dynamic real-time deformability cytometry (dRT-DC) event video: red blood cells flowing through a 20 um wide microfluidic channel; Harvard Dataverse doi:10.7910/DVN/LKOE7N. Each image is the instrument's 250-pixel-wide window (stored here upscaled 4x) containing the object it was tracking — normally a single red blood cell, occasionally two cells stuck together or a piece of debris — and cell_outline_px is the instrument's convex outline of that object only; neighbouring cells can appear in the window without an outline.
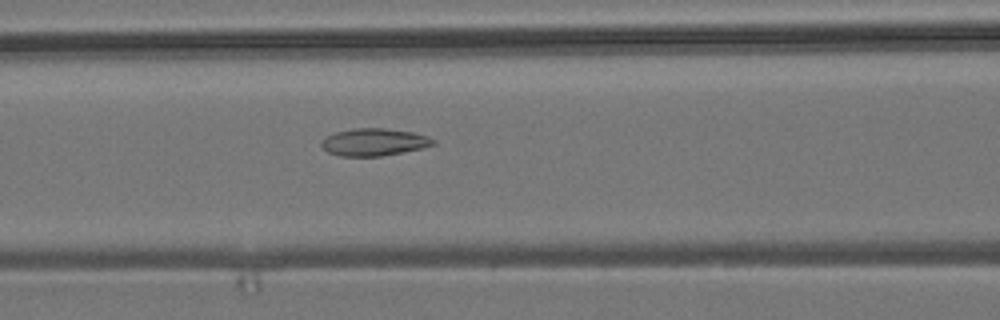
{"species": "common noctule bat (a hibernating species)", "species_latin": "Nyctalus noctula", "temperature_condition": "room temperature", "stored_images_in_passage": 53, "camera_frame_rate_fps": 3000, "um_per_image_px": 0.085, "animal": {"sex": "male", "body_mass_g": 19.2, "forearm_length_mm": 51.8}, "frame": {"image": 1, "passage_image": 23, "time_ms": 7.333, "image_size_px": [1000, 320], "cell_outline_px": [[436, 144], [424, 148], [404, 152], [380, 156], [340, 156], [328, 152], [320, 144], [320, 140], [324, 136], [336, 132], [352, 128], [384, 128], [412, 132], [428, 136], [436, 140]], "centroid_in_image_um": [31.79, 12.07], "position_along_channel_um": 134.8, "area_um2": 18.03}}
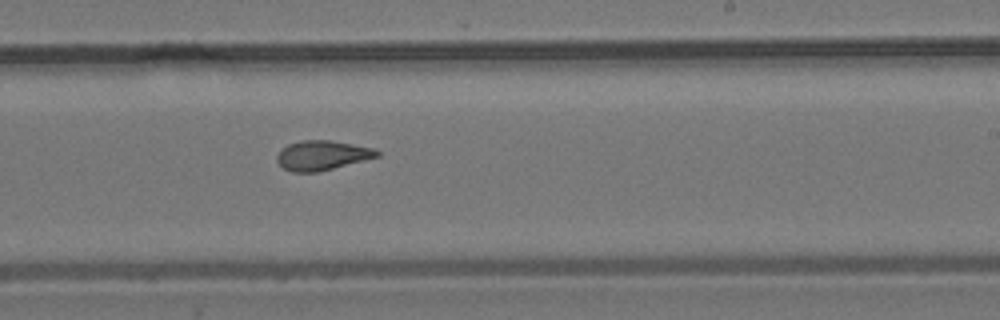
{"frame": {"image": 2, "passage_image": 33, "time_ms": 10.667, "image_size_px": [1000, 320], "cell_outline_px": [[380, 156], [320, 172], [292, 172], [284, 168], [276, 160], [276, 156], [288, 144], [300, 140], [332, 140], [376, 148], [380, 152]], "centroid_in_image_um": [27.42, 13.2], "position_along_channel_um": 261.6, "area_um2": 17.4}}
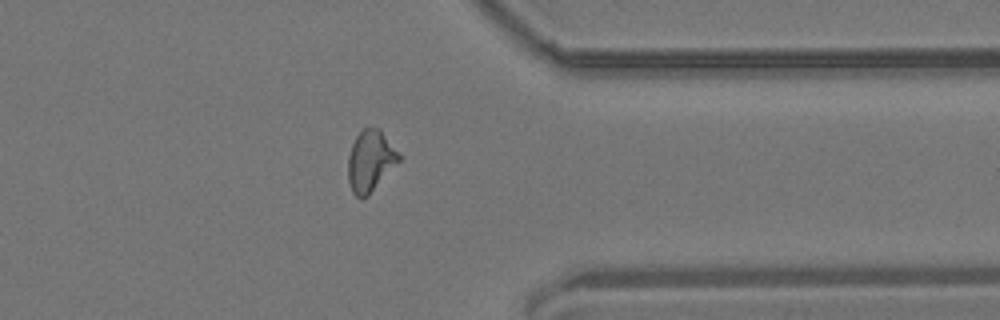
{"frame": {"image": 3, "passage_image": 43, "time_ms": 14.0, "image_size_px": [1000, 320], "cell_outline_px": [[400, 160], [368, 196], [360, 200], [352, 192], [348, 180], [348, 156], [352, 144], [356, 136], [364, 128], [380, 128], [400, 156]], "centroid_in_image_um": [31.45, 13.7], "position_along_channel_um": 379.9, "area_um2": 17.98}, "authors_computed_cell_mechanics": {"area_um2": 17.918, "velocity_mm_per_s": 3.8093, "shape_relaxation_time_tau1_ms": null, "shape_relaxation_time_tau2_ms": 2.4426, "deformation_change_tau1": null, "deformation_change_tau2": 0.0948}}